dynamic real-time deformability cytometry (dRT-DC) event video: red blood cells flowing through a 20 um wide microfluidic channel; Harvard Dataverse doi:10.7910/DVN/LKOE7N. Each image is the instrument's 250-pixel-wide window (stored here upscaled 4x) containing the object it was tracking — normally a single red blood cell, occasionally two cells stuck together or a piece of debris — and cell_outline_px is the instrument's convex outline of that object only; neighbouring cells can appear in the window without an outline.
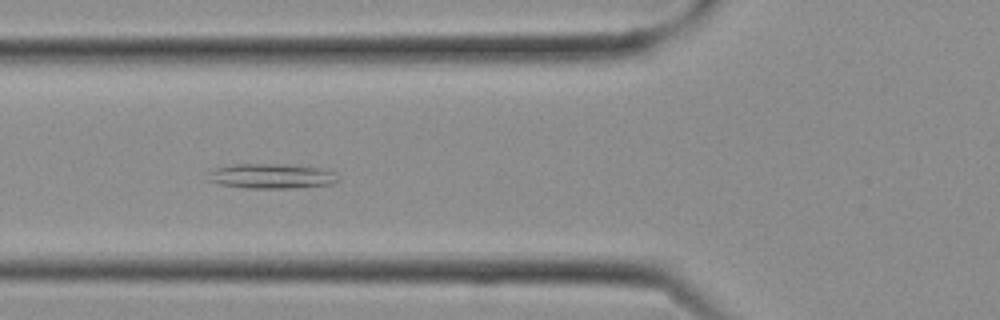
{"species": "Egyptian fruit bat (a non-hibernating species)", "species_latin": "Rousettus aegyptiacus", "temperature_condition": "cold", "stored_images_in_passage": 13, "camera_frame_rate_fps": 3000, "um_per_image_px": 0.085, "frame": {"image": 1, "passage_image": 10, "time_ms": 3.0, "image_size_px": [1000, 320], "cell_outline_px": [[340, 180], [332, 184], [296, 188], [244, 188], [220, 184], [208, 180], [208, 172], [212, 168], [232, 164], [288, 164], [320, 168], [336, 172]], "centroid_in_image_um": [23.08, 14.96], "position_along_channel_um": 102.7, "area_um2": 19.19}}
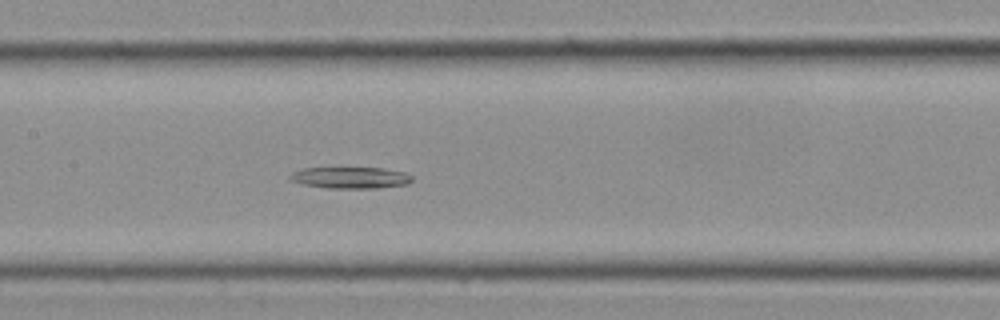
{"frame": {"image": 2, "passage_image": 13, "time_ms": 4.0, "image_size_px": [1000, 320], "cell_outline_px": [[412, 180], [408, 184], [380, 188], [328, 188], [304, 184], [288, 180], [288, 176], [292, 172], [304, 168], [384, 168], [408, 172], [412, 176]], "centroid_in_image_um": [29.82, 15.1], "position_along_channel_um": 177.6, "area_um2": 15.43}}